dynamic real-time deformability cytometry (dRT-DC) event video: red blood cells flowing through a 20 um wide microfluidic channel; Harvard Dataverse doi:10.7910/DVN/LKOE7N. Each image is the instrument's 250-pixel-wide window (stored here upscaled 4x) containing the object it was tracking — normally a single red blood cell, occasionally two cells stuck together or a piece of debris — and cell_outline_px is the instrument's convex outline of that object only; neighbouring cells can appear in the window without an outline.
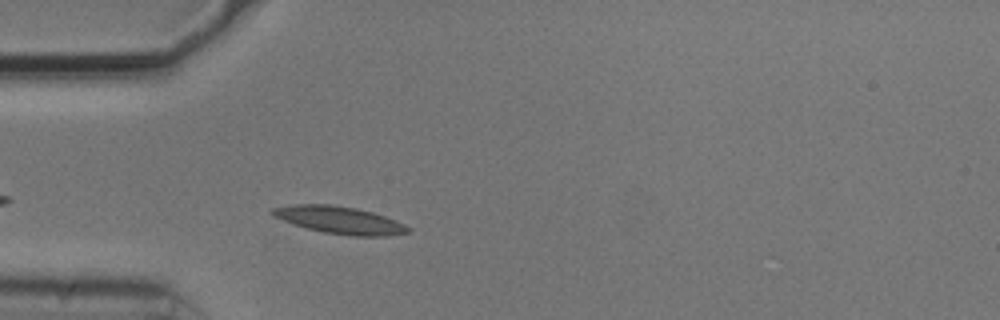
{"species": "common noctule bat (a hibernating species)", "species_latin": "Nyctalus noctula", "temperature_condition": "cold", "stored_images_in_passage": 39, "camera_frame_rate_fps": 3000, "um_per_image_px": 0.085, "animal": {"sex": "male", "body_mass_g": 20.5, "forearm_length_mm": 52.5}, "frame": {"image": 1, "passage_image": 5, "time_ms": 1.333, "image_size_px": [1000, 320], "cell_outline_px": [[412, 232], [388, 236], [348, 236], [324, 232], [304, 228], [292, 224], [272, 216], [268, 212], [272, 208], [292, 204], [332, 204], [356, 208], [372, 212], [384, 216], [404, 224], [412, 228]], "centroid_in_image_um": [28.84, 18.71], "position_along_channel_um": 56.2, "area_um2": 21.96}}
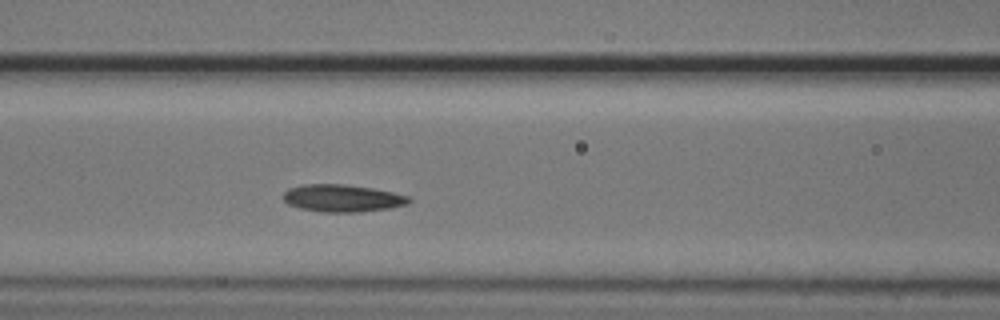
{"frame": {"image": 2, "passage_image": 12, "time_ms": 3.667, "image_size_px": [1000, 320], "cell_outline_px": [[412, 200], [408, 204], [388, 208], [356, 212], [324, 212], [300, 208], [288, 204], [284, 200], [284, 192], [288, 188], [304, 184], [340, 184], [372, 188], [392, 192], [408, 196]], "centroid_in_image_um": [29.09, 16.84], "position_along_channel_um": 137.5, "area_um2": 19.83}}
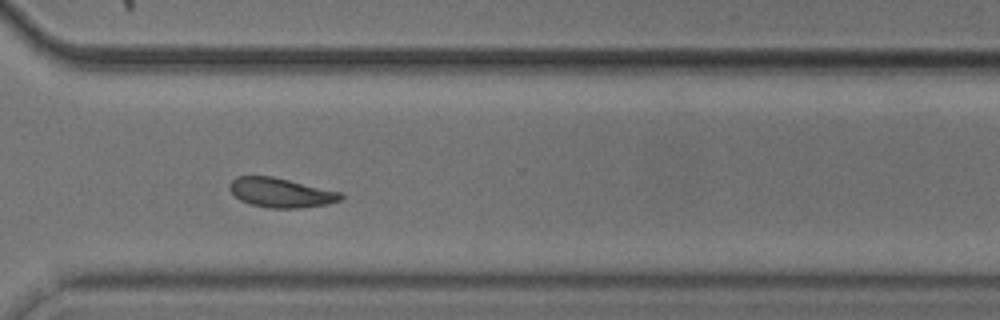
{"frame": {"image": 3, "passage_image": 29, "time_ms": 9.333, "image_size_px": [1000, 320], "cell_outline_px": [[344, 196], [340, 200], [328, 204], [300, 208], [268, 208], [252, 204], [240, 200], [228, 188], [228, 184], [236, 176], [272, 176], [344, 192]], "centroid_in_image_um": [23.91, 16.37], "position_along_channel_um": 346.7, "area_um2": 19.25}, "authors_computed_cell_mechanics": {"area_um2": 19.2474, "velocity_mm_per_s": 3.7033, "shape_relaxation_time_tau1_ms": 2.8826, "shape_relaxation_time_tau2_ms": 4.606, "deformation_change_tau1": 0.1059, "deformation_change_tau2": 0.0809}}